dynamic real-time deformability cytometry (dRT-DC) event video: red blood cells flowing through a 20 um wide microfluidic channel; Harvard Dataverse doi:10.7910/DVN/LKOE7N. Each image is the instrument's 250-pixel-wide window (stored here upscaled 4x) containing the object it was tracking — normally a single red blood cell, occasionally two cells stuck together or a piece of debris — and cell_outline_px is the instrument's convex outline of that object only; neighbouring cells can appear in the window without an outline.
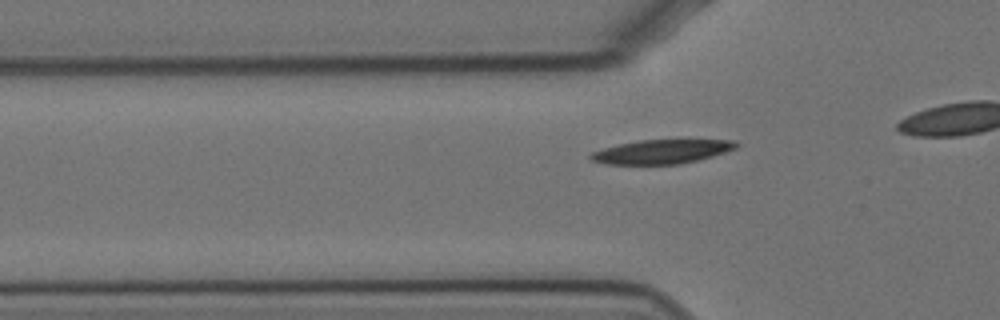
{"species": "Egyptian fruit bat (a non-hibernating species)", "species_latin": "Rousettus aegyptiacus", "temperature_condition": "cold", "stored_images_in_passage": 39, "camera_frame_rate_fps": 3000, "um_per_image_px": 0.085, "animal": {"sex": "female"}, "frame": {"image": 1, "passage_image": 12, "time_ms": 3.667, "image_size_px": [1000, 320], "cell_outline_px": [[740, 144], [736, 148], [712, 156], [680, 164], [608, 164], [592, 160], [588, 156], [592, 152], [604, 148], [620, 144], [640, 140], [736, 140]], "centroid_in_image_um": [56.26, 12.88], "position_along_channel_um": 69.5, "area_um2": 20.11}}
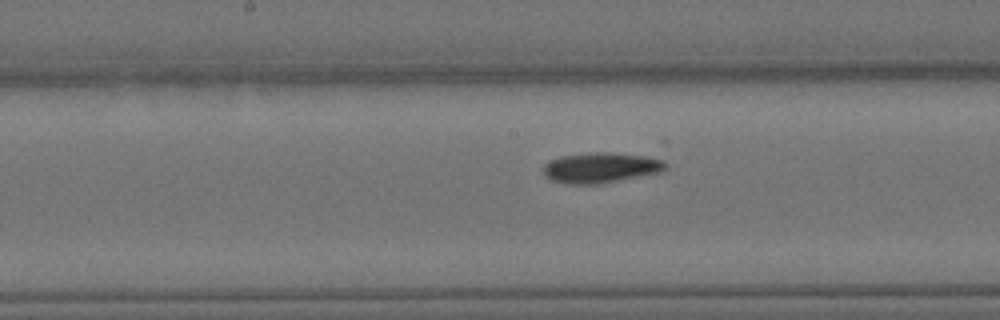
{"frame": {"image": 2, "passage_image": 23, "time_ms": 7.333, "image_size_px": [1000, 320], "cell_outline_px": [[668, 168], [660, 172], [640, 176], [596, 184], [568, 184], [552, 180], [544, 176], [544, 164], [548, 160], [560, 156], [592, 152], [604, 152], [644, 156], [664, 160], [668, 164]], "centroid_in_image_um": [51.05, 14.25], "position_along_channel_um": 197.2, "area_um2": 21.56}}
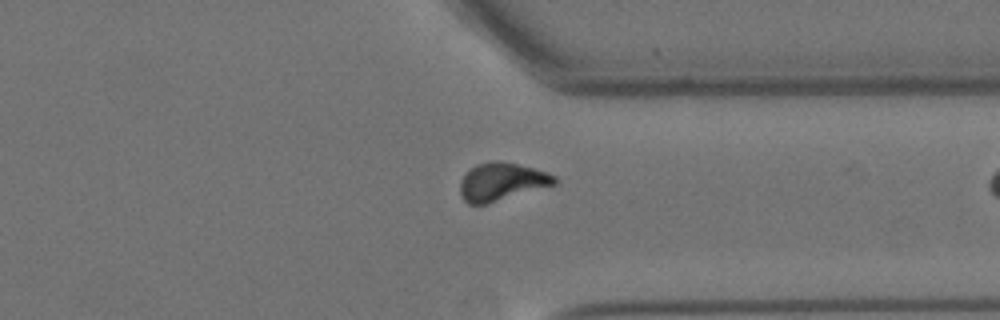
{"frame": {"image": 3, "passage_image": 38, "time_ms": 12.333, "image_size_px": [1000, 320], "cell_outline_px": [[556, 184], [484, 204], [468, 204], [464, 200], [460, 192], [460, 180], [476, 164], [496, 160], [500, 160], [532, 168], [556, 176]], "centroid_in_image_um": [42.61, 15.44], "position_along_channel_um": 368.8, "area_um2": 20.35}}